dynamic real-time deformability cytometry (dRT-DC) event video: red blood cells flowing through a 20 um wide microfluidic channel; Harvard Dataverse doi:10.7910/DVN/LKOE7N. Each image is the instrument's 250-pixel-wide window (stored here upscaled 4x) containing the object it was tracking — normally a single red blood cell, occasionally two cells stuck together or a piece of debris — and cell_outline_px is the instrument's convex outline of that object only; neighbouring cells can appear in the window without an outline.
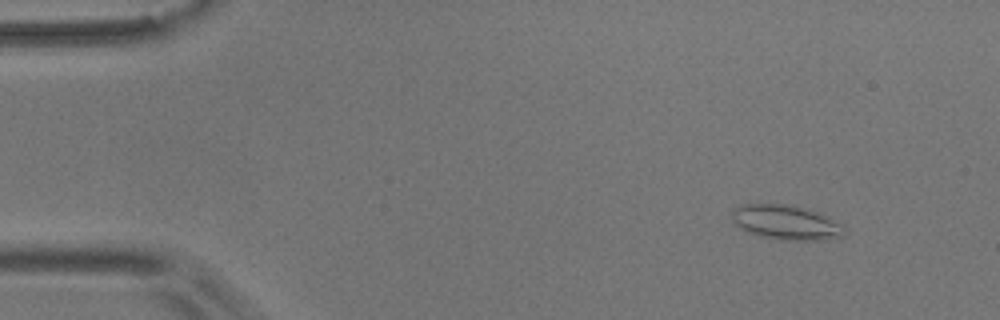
{"species": "common noctule bat (a hibernating species)", "species_latin": "Nyctalus noctula", "temperature_condition": "room temperature", "stored_images_in_passage": 18, "camera_frame_rate_fps": 3000, "um_per_image_px": 0.085, "animal": {"sex": "male", "body_mass_g": 17.9}, "frame": {"image": 1, "passage_image": 6, "time_ms": 1.667, "image_size_px": [1000, 320], "cell_outline_px": [[848, 232], [844, 236], [828, 240], [780, 240], [760, 236], [740, 228], [732, 224], [732, 212], [736, 208], [744, 204], [788, 204], [820, 212], [828, 216], [840, 224]], "centroid_in_image_um": [66.85, 18.91], "position_along_channel_um": 18.2, "area_um2": 22.95}}